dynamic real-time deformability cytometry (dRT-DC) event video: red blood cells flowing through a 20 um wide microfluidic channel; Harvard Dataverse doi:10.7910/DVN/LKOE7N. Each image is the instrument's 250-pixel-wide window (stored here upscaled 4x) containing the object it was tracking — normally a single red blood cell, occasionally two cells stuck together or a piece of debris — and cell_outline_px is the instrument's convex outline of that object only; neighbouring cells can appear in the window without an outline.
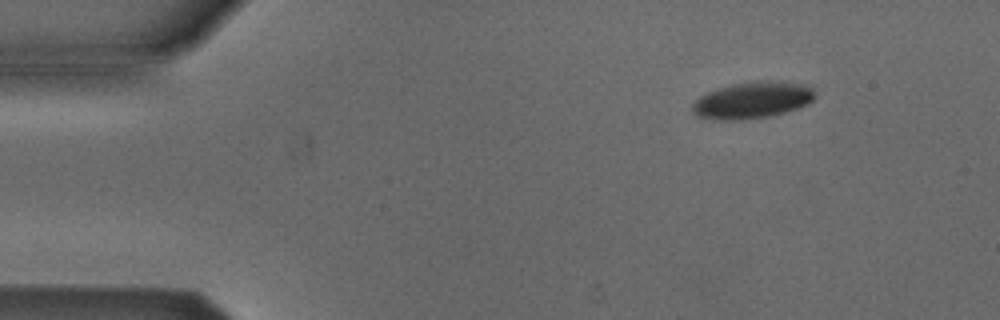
{"species": "Egyptian fruit bat (a non-hibernating species)", "species_latin": "Rousettus aegyptiacus", "temperature_condition": "cold", "stored_images_in_passage": 5, "camera_frame_rate_fps": 3000, "um_per_image_px": 0.085, "animal": {"sex": "male"}, "frame": {"image": 1, "passage_image": 2, "time_ms": 1.333, "image_size_px": [1000, 320], "cell_outline_px": [[816, 96], [808, 104], [784, 112], [768, 116], [740, 120], [716, 120], [696, 116], [692, 112], [692, 104], [700, 96], [716, 88], [732, 84], [760, 80], [776, 80], [812, 84]], "centroid_in_image_um": [63.99, 8.49], "position_along_channel_um": 21.0, "area_um2": 26.59}}
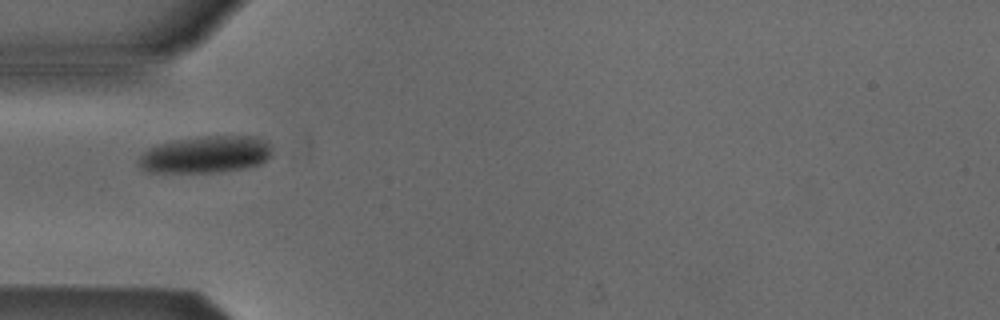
{"frame": {"image": 2, "passage_image": 5, "time_ms": 4.667, "image_size_px": [1000, 320], "cell_outline_px": [[272, 156], [260, 164], [244, 168], [220, 172], [148, 172], [140, 168], [136, 164], [136, 160], [148, 148], [156, 144], [172, 140], [204, 136], [260, 136], [268, 140], [272, 144]], "centroid_in_image_um": [17.5, 13.12], "position_along_channel_um": 67.5, "area_um2": 29.42}}